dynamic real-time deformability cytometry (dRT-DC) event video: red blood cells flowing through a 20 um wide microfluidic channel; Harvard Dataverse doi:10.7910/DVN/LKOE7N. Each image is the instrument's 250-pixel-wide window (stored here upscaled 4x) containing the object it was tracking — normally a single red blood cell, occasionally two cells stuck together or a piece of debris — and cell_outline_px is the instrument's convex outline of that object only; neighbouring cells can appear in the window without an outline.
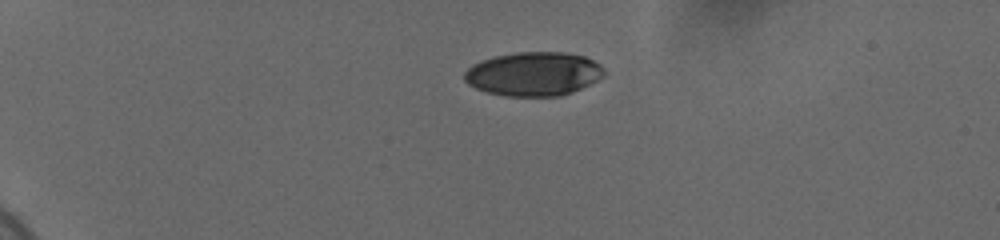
{"species": "human", "species_latin": "Homo sapiens", "temperature_condition": "cold", "stored_images_in_passage": 44, "camera_frame_rate_fps": 3000, "um_per_image_px": 0.085, "donor": {"sex": "female"}, "frame": {"image": 1, "passage_image": 1, "time_ms": 0.0, "image_size_px": [1000, 240], "cell_outline_px": [[604, 76], [572, 92], [560, 96], [504, 96], [488, 92], [476, 88], [468, 84], [464, 80], [464, 72], [472, 64], [480, 60], [496, 56], [516, 52], [564, 52], [584, 56], [600, 64], [604, 68]], "centroid_in_image_um": [45.33, 6.28], "position_along_channel_um": 39.7, "area_um2": 35.72}}
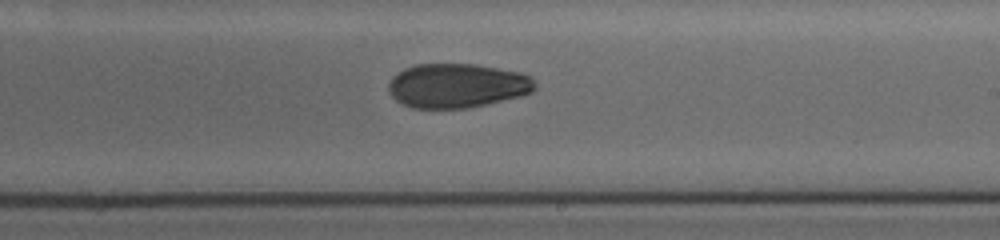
{"frame": {"image": 2, "passage_image": 24, "time_ms": 7.667, "image_size_px": [1000, 240], "cell_outline_px": [[536, 88], [532, 92], [468, 108], [412, 108], [396, 100], [388, 92], [388, 84], [392, 76], [396, 72], [404, 68], [416, 64], [476, 64], [520, 72], [528, 76], [536, 84]], "centroid_in_image_um": [38.79, 7.27], "position_along_channel_um": 250.2, "area_um2": 37.63}}
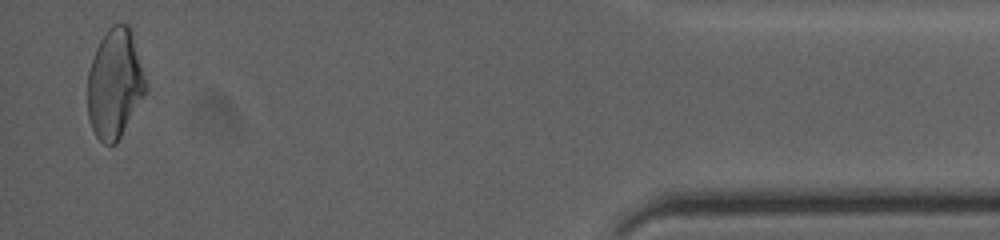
{"frame": {"image": 3, "passage_image": 43, "time_ms": 14.0, "image_size_px": [1000, 240], "cell_outline_px": [[148, 88], [116, 144], [104, 144], [96, 136], [88, 120], [88, 72], [92, 56], [100, 40], [108, 28], [112, 24], [128, 24], [132, 32], [148, 84]], "centroid_in_image_um": [9.76, 7.1], "position_along_channel_um": 425.4, "area_um2": 37.17}, "authors_computed_cell_mechanics": {"area_um2": 37.57, "velocity_mm_per_s": 3.6896, "shape_relaxation_time_tau1_ms": null, "shape_relaxation_time_tau2_ms": 2.9822, "deformation_change_tau1": null, "deformation_change_tau2": 0.0824}}